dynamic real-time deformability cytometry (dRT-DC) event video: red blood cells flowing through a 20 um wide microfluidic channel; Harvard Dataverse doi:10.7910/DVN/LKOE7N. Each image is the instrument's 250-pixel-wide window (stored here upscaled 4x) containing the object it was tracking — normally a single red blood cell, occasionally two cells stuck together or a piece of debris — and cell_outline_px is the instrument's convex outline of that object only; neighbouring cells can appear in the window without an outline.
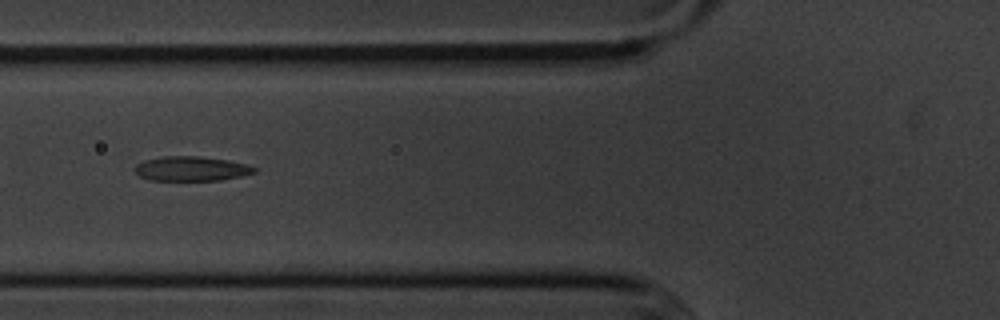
{"species": "common noctule bat (a hibernating species)", "species_latin": "Nyctalus noctula", "temperature_condition": "cold", "stored_images_in_passage": 52, "camera_frame_rate_fps": 3000, "um_per_image_px": 0.085, "animal": {"sex": "male", "body_mass_g": 20.1, "forearm_length_mm": 53.5}, "frame": {"image": 1, "passage_image": 21, "time_ms": 6.667, "image_size_px": [1000, 320], "cell_outline_px": [[256, 172], [240, 176], [220, 180], [148, 180], [140, 176], [132, 168], [136, 164], [144, 160], [164, 156], [196, 156], [228, 160], [244, 164], [256, 168]], "centroid_in_image_um": [16.2, 14.34], "position_along_channel_um": 109.6, "area_um2": 16.99}}
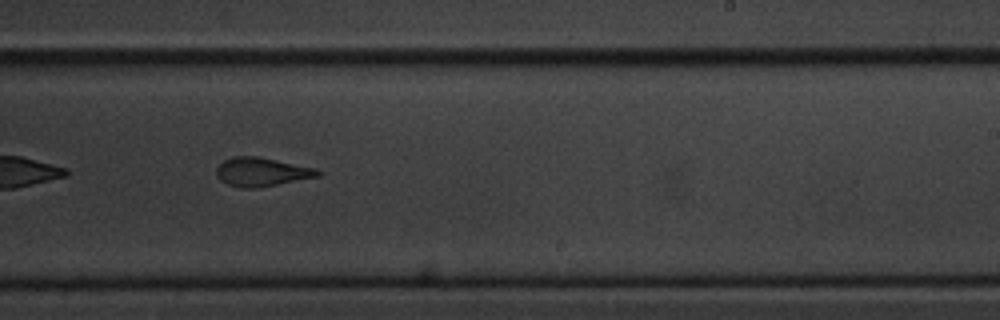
{"frame": {"image": 2, "passage_image": 34, "time_ms": 11.0, "image_size_px": [1000, 320], "cell_outline_px": [[320, 176], [256, 188], [240, 188], [228, 184], [220, 180], [216, 176], [216, 168], [224, 160], [232, 156], [256, 156], [316, 168], [320, 172]], "centroid_in_image_um": [22.2, 14.61], "position_along_channel_um": 266.8, "area_um2": 16.88}}
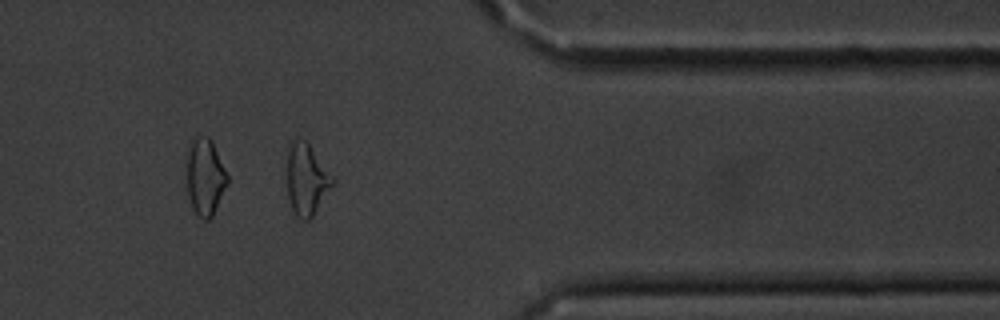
{"frame": {"image": 3, "passage_image": 45, "time_ms": 14.667, "image_size_px": [1000, 320], "cell_outline_px": [[336, 184], [312, 216], [308, 220], [300, 220], [296, 216], [288, 200], [288, 144], [292, 136], [296, 136], [304, 140], [308, 144], [336, 176]], "centroid_in_image_um": [26.1, 15.22], "position_along_channel_um": 385.3, "area_um2": 19.59}, "authors_computed_cell_mechanics": {"area_um2": 18.2937, "velocity_mm_per_s": 3.6226, "shape_relaxation_time_tau1_ms": 6.4772, "shape_relaxation_time_tau2_ms": 2.0237, "deformation_change_tau1": 0.202, "deformation_change_tau2": 0.1044}}